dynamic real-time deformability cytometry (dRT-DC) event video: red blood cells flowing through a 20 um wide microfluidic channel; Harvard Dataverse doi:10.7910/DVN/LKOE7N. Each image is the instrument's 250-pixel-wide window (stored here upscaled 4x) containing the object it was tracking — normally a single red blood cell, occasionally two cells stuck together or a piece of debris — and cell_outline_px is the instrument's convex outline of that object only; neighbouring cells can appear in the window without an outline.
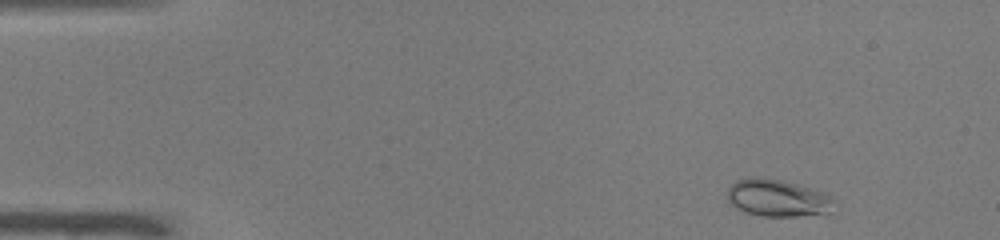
{"species": "common noctule bat (a hibernating species)", "species_latin": "Nyctalus noctula", "temperature_condition": "warm", "stored_images_in_passage": 48, "camera_frame_rate_fps": 3000, "um_per_image_px": 0.085, "animal": {"sex": "male", "body_mass_g": 19.0, "forearm_length_mm": 50.8}, "frame": {"image": 1, "passage_image": 3, "time_ms": 0.667, "image_size_px": [1000, 240], "cell_outline_px": [[832, 200], [828, 216], [760, 216], [744, 212], [728, 204], [728, 188], [736, 180], [748, 176], [760, 176], [784, 180], [832, 196]], "centroid_in_image_um": [66.04, 16.84], "position_along_channel_um": 19.0, "area_um2": 23.52}}
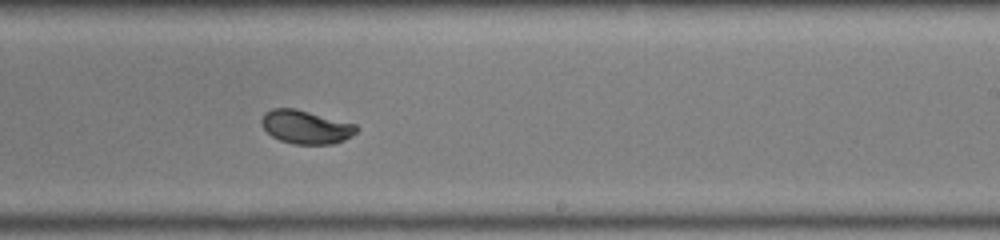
{"frame": {"image": 2, "passage_image": 29, "time_ms": 9.333, "image_size_px": [1000, 240], "cell_outline_px": [[360, 128], [352, 136], [344, 140], [332, 144], [292, 144], [280, 140], [272, 136], [264, 128], [260, 120], [264, 112], [272, 108], [296, 108], [356, 124]], "centroid_in_image_um": [26.0, 10.79], "position_along_channel_um": 263.0, "area_um2": 18.67}}
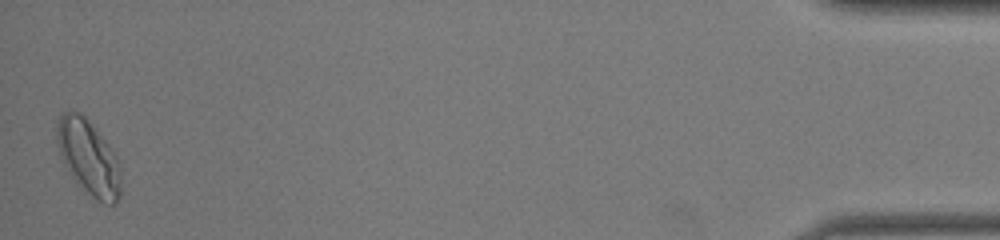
{"frame": {"image": 3, "passage_image": 48, "time_ms": 15.667, "image_size_px": [1000, 240], "cell_outline_px": [[120, 200], [116, 204], [104, 204], [84, 192], [72, 176], [60, 156], [56, 144], [56, 124], [60, 112], [80, 112], [84, 116], [112, 148], [116, 156], [120, 172]], "centroid_in_image_um": [7.51, 13.4], "position_along_channel_um": 427.7, "area_um2": 28.09}, "authors_computed_cell_mechanics": {"area_um2": 18.8139, "velocity_mm_per_s": 3.9692, "shape_relaxation_time_tau1_ms": 3.2263, "shape_relaxation_time_tau2_ms": null, "deformation_change_tau1": 0.1476, "deformation_change_tau2": null}}